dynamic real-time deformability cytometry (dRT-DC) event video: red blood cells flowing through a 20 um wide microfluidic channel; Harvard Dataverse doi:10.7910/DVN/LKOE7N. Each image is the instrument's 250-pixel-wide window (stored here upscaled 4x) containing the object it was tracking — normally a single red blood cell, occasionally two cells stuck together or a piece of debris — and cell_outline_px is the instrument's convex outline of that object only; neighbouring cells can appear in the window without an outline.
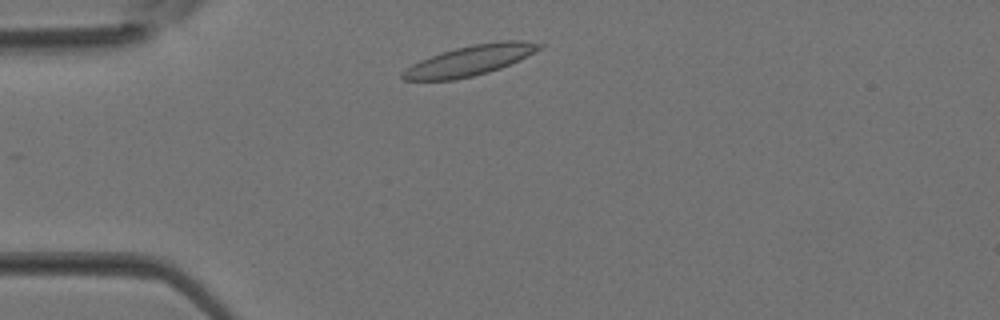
{"species": "Egyptian fruit bat (a non-hibernating species)", "species_latin": "Rousettus aegyptiacus", "temperature_condition": "room temperature", "stored_images_in_passage": 29, "camera_frame_rate_fps": 3000, "um_per_image_px": 0.085, "animal": {"sex": "female"}, "frame": {"image": 1, "passage_image": 3, "time_ms": 0.667, "image_size_px": [1000, 320], "cell_outline_px": [[544, 44], [540, 48], [500, 68], [488, 72], [456, 80], [404, 80], [400, 76], [400, 72], [412, 64], [420, 60], [456, 48], [472, 44], [504, 40], [524, 40]], "centroid_in_image_um": [39.88, 5.14], "position_along_channel_um": 45.1, "area_um2": 23.64}}
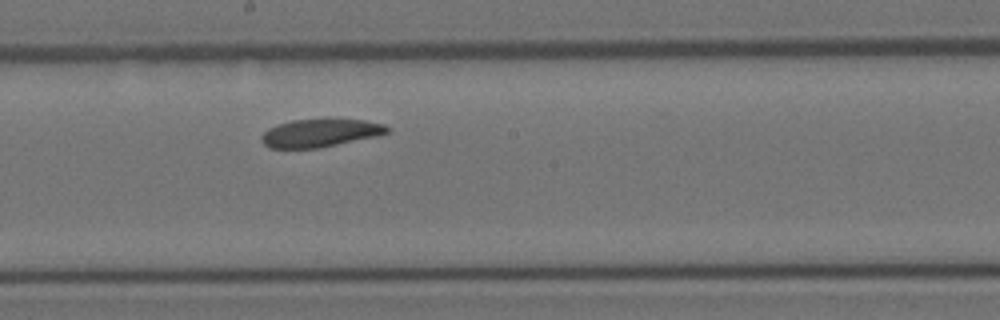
{"frame": {"image": 2, "passage_image": 14, "time_ms": 4.333, "image_size_px": [1000, 320], "cell_outline_px": [[388, 132], [380, 136], [320, 148], [268, 148], [260, 140], [260, 136], [268, 128], [276, 124], [292, 120], [324, 116], [332, 116], [364, 120], [384, 124], [388, 128]], "centroid_in_image_um": [27.23, 11.25], "position_along_channel_um": 221.0, "area_um2": 21.68}}
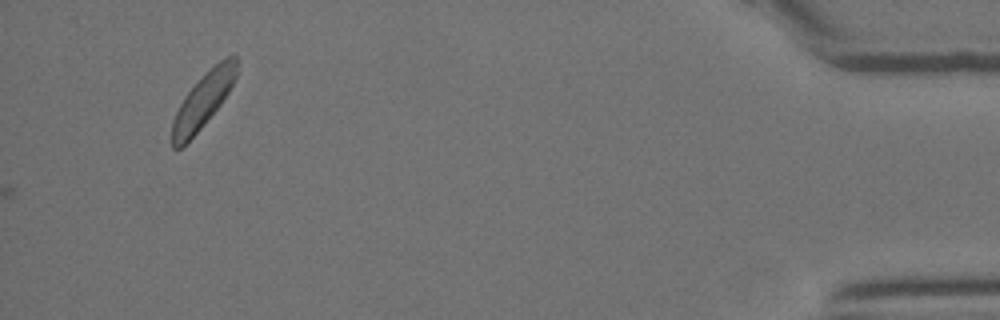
{"frame": {"image": 3, "passage_image": 29, "time_ms": 9.333, "image_size_px": [1000, 320], "cell_outline_px": [[236, 76], [228, 92], [220, 104], [200, 128], [180, 148], [172, 148], [172, 120], [184, 96], [224, 56], [232, 52], [236, 56]], "centroid_in_image_um": [17.26, 8.52], "position_along_channel_um": 417.9, "area_um2": 19.77}}